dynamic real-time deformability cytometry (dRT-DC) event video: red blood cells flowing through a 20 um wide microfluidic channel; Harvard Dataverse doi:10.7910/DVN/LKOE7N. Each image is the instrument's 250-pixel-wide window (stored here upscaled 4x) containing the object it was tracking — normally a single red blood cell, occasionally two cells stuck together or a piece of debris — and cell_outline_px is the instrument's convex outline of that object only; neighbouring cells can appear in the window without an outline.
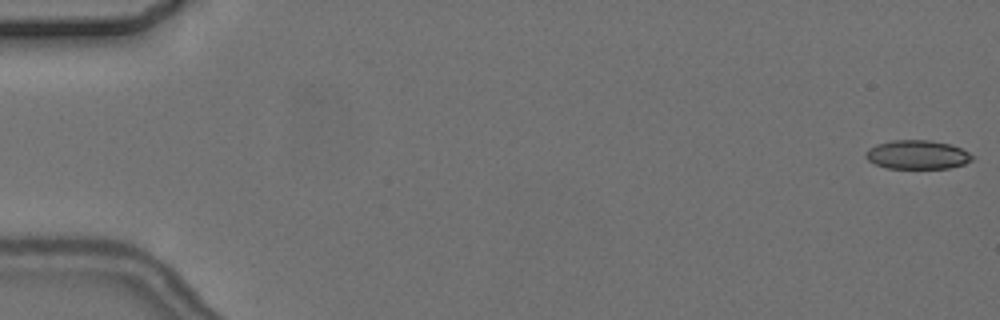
{"species": "common noctule bat (a hibernating species)", "species_latin": "Nyctalus noctula", "temperature_condition": "cold", "stored_images_in_passage": 7, "camera_frame_rate_fps": 3000, "um_per_image_px": 0.085, "animal": {"sex": "female", "body_mass_g": 24.6, "forearm_length_mm": 56.2}, "frame": {"image": 1, "passage_image": 1, "time_ms": 0.0, "image_size_px": [1000, 320], "cell_outline_px": [[976, 156], [972, 160], [964, 164], [948, 168], [888, 168], [876, 164], [868, 160], [864, 156], [864, 152], [868, 148], [876, 144], [892, 140], [928, 140], [948, 144], [960, 148]], "centroid_in_image_um": [77.95, 13.14], "position_along_channel_um": 7.0, "area_um2": 17.92}}